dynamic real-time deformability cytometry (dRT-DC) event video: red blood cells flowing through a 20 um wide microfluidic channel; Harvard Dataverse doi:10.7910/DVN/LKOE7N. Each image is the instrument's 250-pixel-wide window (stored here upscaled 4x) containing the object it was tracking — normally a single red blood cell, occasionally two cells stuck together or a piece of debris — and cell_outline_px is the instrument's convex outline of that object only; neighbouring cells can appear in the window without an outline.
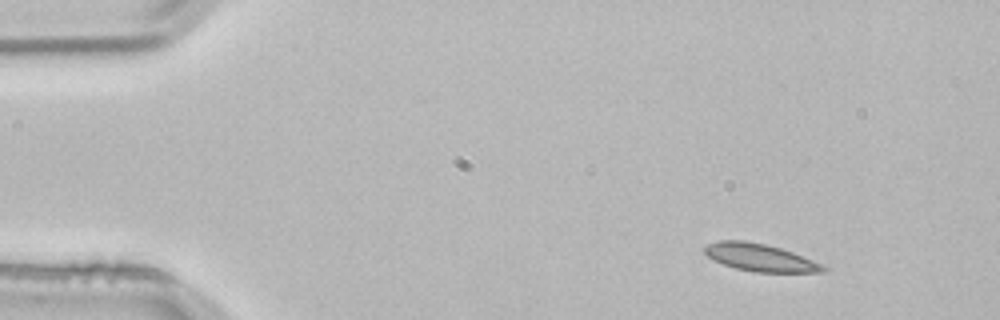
{"species": "common noctule bat (a hibernating species)", "species_latin": "Nyctalus noctula", "temperature_condition": "room temperature", "stored_images_in_passage": 3, "camera_frame_rate_fps": 3000, "um_per_image_px": 0.085, "animal": {"sex": "male", "body_mass_g": 21.5, "forearm_length_mm": 52.0}, "frame": {"image": 1, "passage_image": 1, "time_ms": 0.0, "image_size_px": [1000, 320], "cell_outline_px": [[828, 268], [824, 272], [756, 272], [736, 268], [712, 260], [704, 252], [704, 248], [708, 244], [720, 240], [744, 240], [764, 244], [780, 248], [792, 252], [820, 264]], "centroid_in_image_um": [64.56, 21.89], "position_along_channel_um": 20.4, "area_um2": 18.67}}